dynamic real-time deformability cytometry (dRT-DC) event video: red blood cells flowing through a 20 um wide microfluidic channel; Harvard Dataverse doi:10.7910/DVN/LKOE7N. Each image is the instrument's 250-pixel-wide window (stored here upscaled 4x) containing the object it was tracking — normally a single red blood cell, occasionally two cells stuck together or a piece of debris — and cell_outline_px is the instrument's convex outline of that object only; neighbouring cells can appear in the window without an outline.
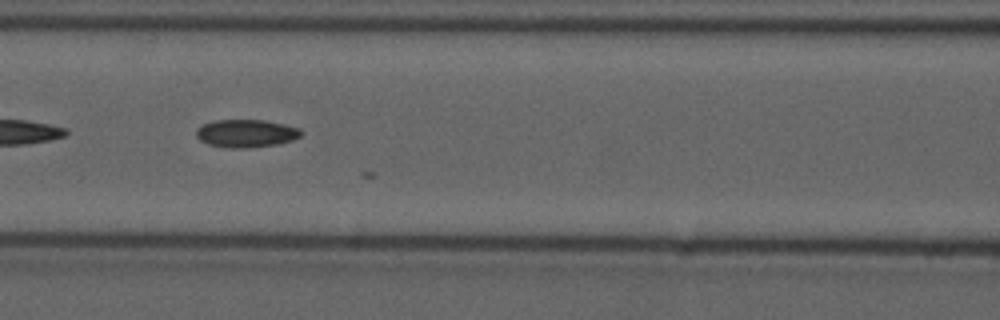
{"species": "common noctule bat (a hibernating species)", "species_latin": "Nyctalus noctula", "temperature_condition": "cold", "stored_images_in_passage": 18, "camera_frame_rate_fps": 3000, "um_per_image_px": 0.085, "animal": {"sex": "male", "forearm_length_mm": 52.5}, "frame": {"image": 1, "passage_image": 14, "time_ms": 4.333, "image_size_px": [1000, 320], "cell_outline_px": [[300, 136], [292, 140], [280, 144], [240, 148], [232, 148], [208, 144], [200, 140], [196, 136], [196, 128], [200, 124], [216, 120], [264, 120], [284, 124], [300, 128]], "centroid_in_image_um": [20.89, 11.33], "position_along_channel_um": 145.7, "area_um2": 16.99}}